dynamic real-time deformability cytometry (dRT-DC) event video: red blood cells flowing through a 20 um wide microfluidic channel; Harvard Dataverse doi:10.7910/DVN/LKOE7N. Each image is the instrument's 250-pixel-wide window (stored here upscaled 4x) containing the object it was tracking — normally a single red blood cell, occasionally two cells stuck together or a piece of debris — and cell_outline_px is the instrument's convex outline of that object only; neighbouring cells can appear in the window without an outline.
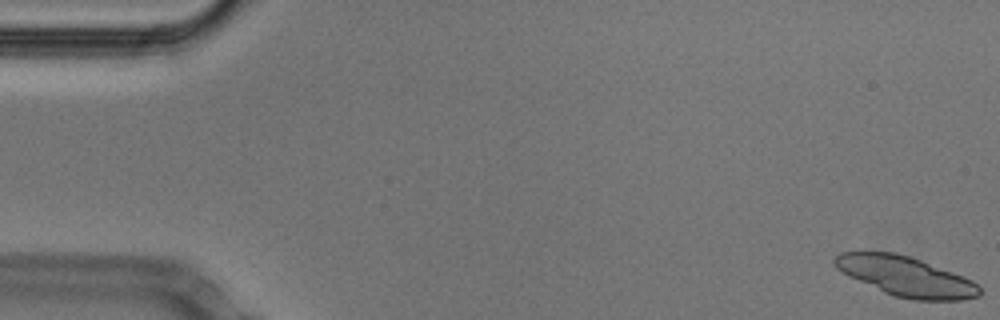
{"species": "Egyptian fruit bat (a non-hibernating species)", "species_latin": "Rousettus aegyptiacus", "temperature_condition": "cold", "stored_images_in_passage": 54, "segment_of_instrument_passage": [1, 2], "camera_frame_rate_fps": 3000, "um_per_image_px": 0.085, "animal": {"sex": "male"}, "frame": {"image": 1, "passage_image": 1, "time_ms": 0.0, "image_size_px": [1000, 320], "cell_outline_px": [[984, 292], [980, 296], [964, 300], [912, 300], [892, 296], [848, 276], [836, 268], [832, 260], [840, 252], [896, 252], [920, 260], [964, 276], [972, 280]], "centroid_in_image_um": [77.0, 23.51], "position_along_channel_um": 8.0, "area_um2": 33.64}}